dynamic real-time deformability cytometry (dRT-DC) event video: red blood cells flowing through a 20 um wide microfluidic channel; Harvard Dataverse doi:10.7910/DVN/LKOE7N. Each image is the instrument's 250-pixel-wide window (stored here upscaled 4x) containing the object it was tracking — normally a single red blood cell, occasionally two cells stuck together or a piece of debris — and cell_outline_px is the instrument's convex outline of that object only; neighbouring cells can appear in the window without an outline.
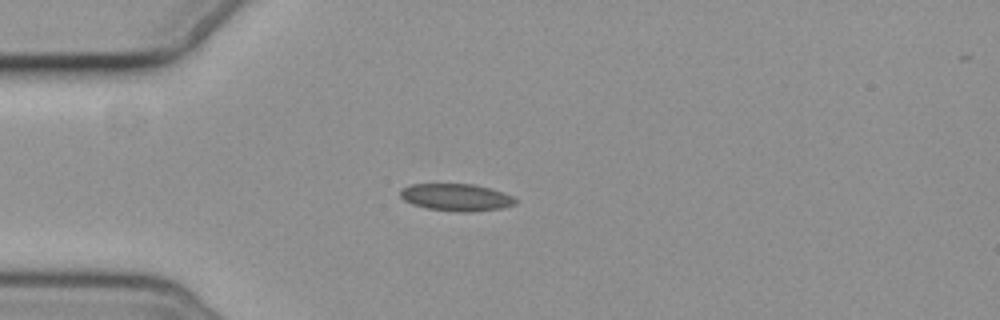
{"species": "common noctule bat (a hibernating species)", "species_latin": "Nyctalus noctula", "temperature_condition": "cold", "stored_images_in_passage": 2, "camera_frame_rate_fps": 3000, "um_per_image_px": 0.085, "animal": {"sex": "female", "body_mass_g": 19.3, "forearm_length_mm": 54.1}, "frame": {"image": 1, "passage_image": 2, "time_ms": 1.333, "image_size_px": [1000, 320], "cell_outline_px": [[516, 204], [504, 208], [472, 212], [456, 212], [428, 208], [412, 204], [404, 200], [400, 196], [400, 188], [412, 184], [472, 184], [488, 188], [512, 196], [516, 200]], "centroid_in_image_um": [38.76, 16.78], "position_along_channel_um": 46.2, "area_um2": 18.21}}